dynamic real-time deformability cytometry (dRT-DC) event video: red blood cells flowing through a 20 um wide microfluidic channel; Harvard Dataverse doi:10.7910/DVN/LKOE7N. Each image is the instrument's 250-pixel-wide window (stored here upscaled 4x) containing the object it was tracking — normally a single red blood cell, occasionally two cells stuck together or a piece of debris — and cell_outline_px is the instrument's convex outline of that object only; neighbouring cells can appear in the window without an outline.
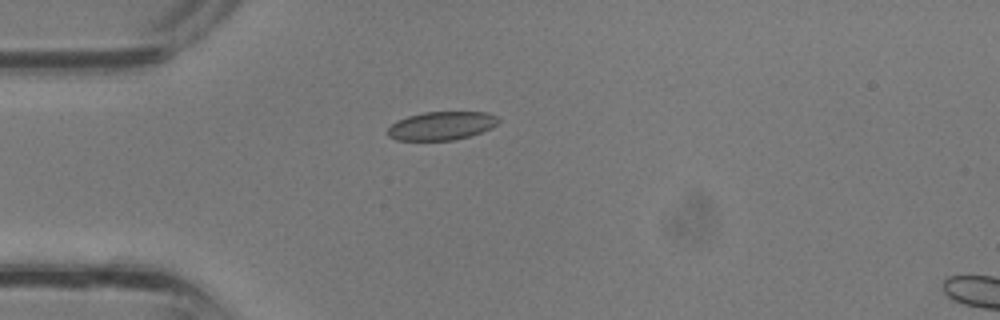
{"species": "common noctule bat (a hibernating species)", "species_latin": "Nyctalus noctula", "temperature_condition": "room temperature", "stored_images_in_passage": 3, "camera_frame_rate_fps": 3000, "um_per_image_px": 0.085, "animal": {"sex": "male", "body_mass_g": 13.3}, "frame": {"image": 1, "passage_image": 1, "time_ms": 0.0, "image_size_px": [1000, 320], "cell_outline_px": [[500, 120], [492, 128], [468, 136], [452, 140], [396, 140], [388, 136], [388, 128], [396, 120], [408, 116], [424, 112], [488, 112], [496, 116]], "centroid_in_image_um": [37.51, 10.68], "position_along_channel_um": 47.5, "area_um2": 18.26}}